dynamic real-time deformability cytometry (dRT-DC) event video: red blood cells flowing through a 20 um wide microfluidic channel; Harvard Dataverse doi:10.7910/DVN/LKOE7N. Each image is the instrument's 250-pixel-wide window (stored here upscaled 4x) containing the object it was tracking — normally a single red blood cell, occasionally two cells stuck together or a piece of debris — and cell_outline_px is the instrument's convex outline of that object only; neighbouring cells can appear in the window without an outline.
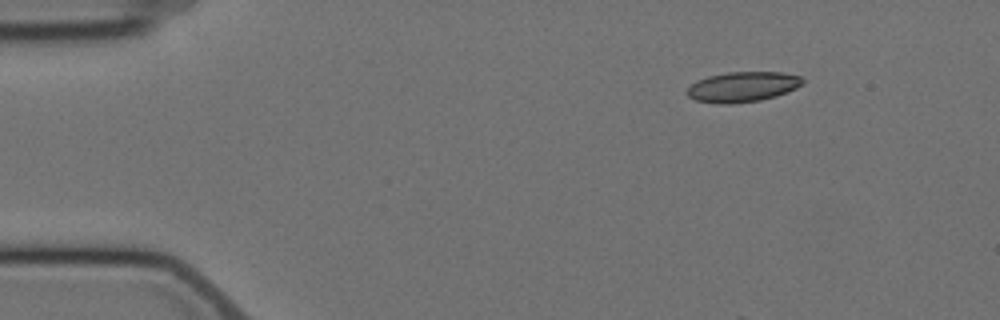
{"species": "Egyptian fruit bat (a non-hibernating species)", "species_latin": "Rousettus aegyptiacus", "temperature_condition": "cold", "stored_images_in_passage": 4, "camera_frame_rate_fps": 3000, "um_per_image_px": 0.085, "animal": {"sex": "female"}, "frame": {"image": 1, "passage_image": 1, "time_ms": 0.0, "image_size_px": [1000, 320], "cell_outline_px": [[804, 84], [788, 92], [776, 96], [760, 100], [732, 104], [720, 104], [696, 100], [688, 96], [684, 92], [696, 80], [708, 76], [728, 72], [780, 72], [800, 76], [804, 80]], "centroid_in_image_um": [63.12, 7.38], "position_along_channel_um": 21.9, "area_um2": 20.46}}